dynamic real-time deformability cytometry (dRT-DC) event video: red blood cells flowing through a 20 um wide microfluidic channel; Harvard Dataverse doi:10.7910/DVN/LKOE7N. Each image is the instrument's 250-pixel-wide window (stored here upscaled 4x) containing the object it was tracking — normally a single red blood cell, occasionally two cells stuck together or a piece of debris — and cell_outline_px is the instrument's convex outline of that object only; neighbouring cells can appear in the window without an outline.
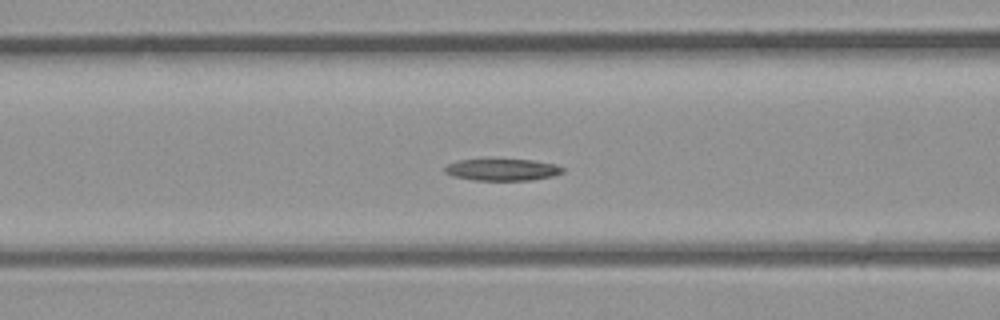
{"species": "common noctule bat (a hibernating species)", "species_latin": "Nyctalus noctula", "temperature_condition": "room temperature", "stored_images_in_passage": 32, "camera_frame_rate_fps": 3000, "um_per_image_px": 0.085, "animal": {"sex": "male", "body_mass_g": 23.1, "forearm_length_mm": 52.7}, "frame": {"image": 1, "passage_image": 9, "time_ms": 2.667, "image_size_px": [1000, 320], "cell_outline_px": [[564, 172], [552, 176], [532, 180], [472, 180], [452, 176], [444, 172], [444, 168], [448, 164], [460, 160], [532, 160], [556, 164], [564, 168]], "centroid_in_image_um": [42.71, 14.43], "position_along_channel_um": 123.9, "area_um2": 14.85}}
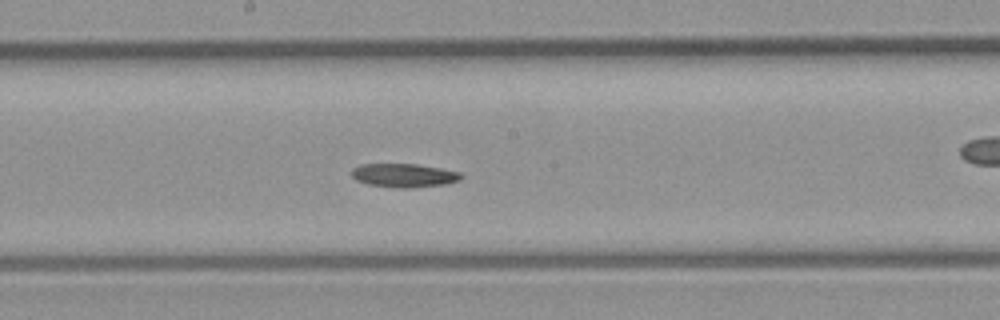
{"frame": {"image": 2, "passage_image": 14, "time_ms": 4.333, "image_size_px": [1000, 320], "cell_outline_px": [[464, 176], [460, 180], [444, 184], [408, 188], [400, 188], [368, 184], [356, 180], [352, 176], [352, 168], [360, 164], [416, 164], [440, 168], [460, 172]], "centroid_in_image_um": [34.34, 14.9], "position_along_channel_um": 213.9, "area_um2": 15.03}}
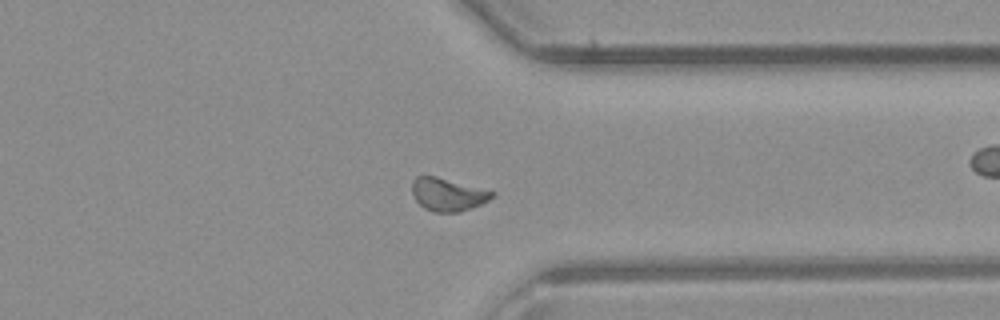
{"frame": {"image": 3, "passage_image": 23, "time_ms": 7.333, "image_size_px": [1000, 320], "cell_outline_px": [[496, 196], [472, 208], [460, 212], [432, 212], [424, 208], [416, 200], [412, 192], [412, 180], [416, 176], [436, 176], [496, 192]], "centroid_in_image_um": [38.07, 16.53], "position_along_channel_um": 373.3, "area_um2": 15.37}}